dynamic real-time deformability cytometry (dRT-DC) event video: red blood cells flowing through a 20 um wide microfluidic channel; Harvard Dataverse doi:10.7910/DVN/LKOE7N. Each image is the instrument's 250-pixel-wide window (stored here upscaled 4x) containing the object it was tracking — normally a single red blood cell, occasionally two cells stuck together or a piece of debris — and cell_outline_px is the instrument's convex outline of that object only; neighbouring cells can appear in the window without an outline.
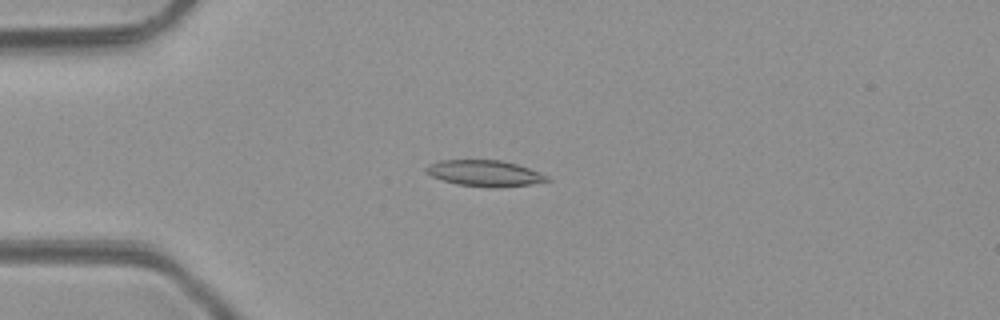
{"species": "common noctule bat (a hibernating species)", "species_latin": "Nyctalus noctula", "temperature_condition": "room temperature", "stored_images_in_passage": 5, "camera_frame_rate_fps": 3000, "um_per_image_px": 0.085, "animal": {"sex": "male", "body_mass_g": 23.1, "forearm_length_mm": 52.7}, "frame": {"image": 1, "passage_image": 3, "time_ms": 3.333, "image_size_px": [1000, 320], "cell_outline_px": [[552, 180], [528, 184], [460, 184], [444, 180], [432, 176], [424, 168], [428, 164], [440, 160], [500, 160], [516, 164], [528, 168], [548, 176]], "centroid_in_image_um": [41.15, 14.66], "position_along_channel_um": 43.8, "area_um2": 17.05}}
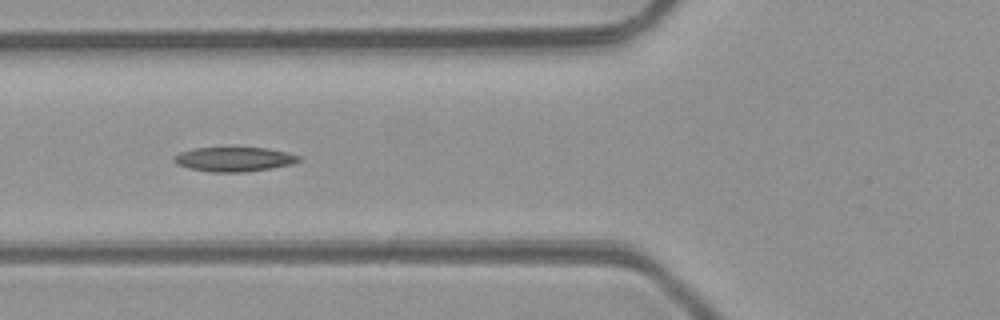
{"frame": {"image": 2, "passage_image": 5, "time_ms": 5.333, "image_size_px": [1000, 320], "cell_outline_px": [[300, 160], [292, 164], [244, 172], [212, 172], [188, 168], [176, 164], [172, 160], [172, 156], [180, 152], [196, 148], [268, 148], [288, 152], [300, 156]], "centroid_in_image_um": [19.86, 13.53], "position_along_channel_um": 105.9, "area_um2": 17.69}}